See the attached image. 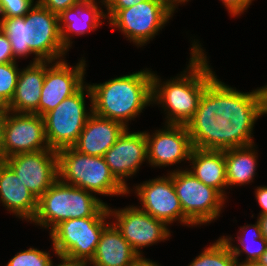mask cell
Wrapping results in <instances>:
<instances>
[{
	"label": "cell",
	"mask_w": 267,
	"mask_h": 266,
	"mask_svg": "<svg viewBox=\"0 0 267 266\" xmlns=\"http://www.w3.org/2000/svg\"><path fill=\"white\" fill-rule=\"evenodd\" d=\"M53 266H78V265L77 264H73V263H68V262L62 261L58 265H53Z\"/></svg>",
	"instance_id": "obj_41"
},
{
	"label": "cell",
	"mask_w": 267,
	"mask_h": 266,
	"mask_svg": "<svg viewBox=\"0 0 267 266\" xmlns=\"http://www.w3.org/2000/svg\"><path fill=\"white\" fill-rule=\"evenodd\" d=\"M108 211L116 219L113 223L115 227L140 257L143 256L140 251L142 248L167 240L171 235L163 221L142 211L140 207L132 205L119 210L108 206Z\"/></svg>",
	"instance_id": "obj_12"
},
{
	"label": "cell",
	"mask_w": 267,
	"mask_h": 266,
	"mask_svg": "<svg viewBox=\"0 0 267 266\" xmlns=\"http://www.w3.org/2000/svg\"><path fill=\"white\" fill-rule=\"evenodd\" d=\"M92 216H110L108 205L92 192L58 178L38 199L37 213L32 222L51 231L62 221Z\"/></svg>",
	"instance_id": "obj_5"
},
{
	"label": "cell",
	"mask_w": 267,
	"mask_h": 266,
	"mask_svg": "<svg viewBox=\"0 0 267 266\" xmlns=\"http://www.w3.org/2000/svg\"><path fill=\"white\" fill-rule=\"evenodd\" d=\"M258 261L264 265H267V249L266 251L261 255V257L258 259Z\"/></svg>",
	"instance_id": "obj_38"
},
{
	"label": "cell",
	"mask_w": 267,
	"mask_h": 266,
	"mask_svg": "<svg viewBox=\"0 0 267 266\" xmlns=\"http://www.w3.org/2000/svg\"><path fill=\"white\" fill-rule=\"evenodd\" d=\"M33 6L34 0H0V16H25Z\"/></svg>",
	"instance_id": "obj_29"
},
{
	"label": "cell",
	"mask_w": 267,
	"mask_h": 266,
	"mask_svg": "<svg viewBox=\"0 0 267 266\" xmlns=\"http://www.w3.org/2000/svg\"><path fill=\"white\" fill-rule=\"evenodd\" d=\"M132 266H160L156 262L140 257Z\"/></svg>",
	"instance_id": "obj_36"
},
{
	"label": "cell",
	"mask_w": 267,
	"mask_h": 266,
	"mask_svg": "<svg viewBox=\"0 0 267 266\" xmlns=\"http://www.w3.org/2000/svg\"><path fill=\"white\" fill-rule=\"evenodd\" d=\"M5 107L0 106V141H1V126H2V121H3V117L5 114Z\"/></svg>",
	"instance_id": "obj_37"
},
{
	"label": "cell",
	"mask_w": 267,
	"mask_h": 266,
	"mask_svg": "<svg viewBox=\"0 0 267 266\" xmlns=\"http://www.w3.org/2000/svg\"><path fill=\"white\" fill-rule=\"evenodd\" d=\"M92 1H96V0H92ZM110 2L111 0H101L99 3H102L104 7H106Z\"/></svg>",
	"instance_id": "obj_42"
},
{
	"label": "cell",
	"mask_w": 267,
	"mask_h": 266,
	"mask_svg": "<svg viewBox=\"0 0 267 266\" xmlns=\"http://www.w3.org/2000/svg\"><path fill=\"white\" fill-rule=\"evenodd\" d=\"M231 16H241L253 0H221Z\"/></svg>",
	"instance_id": "obj_31"
},
{
	"label": "cell",
	"mask_w": 267,
	"mask_h": 266,
	"mask_svg": "<svg viewBox=\"0 0 267 266\" xmlns=\"http://www.w3.org/2000/svg\"><path fill=\"white\" fill-rule=\"evenodd\" d=\"M0 202L13 215L31 223L37 213L38 199L3 160H0Z\"/></svg>",
	"instance_id": "obj_19"
},
{
	"label": "cell",
	"mask_w": 267,
	"mask_h": 266,
	"mask_svg": "<svg viewBox=\"0 0 267 266\" xmlns=\"http://www.w3.org/2000/svg\"><path fill=\"white\" fill-rule=\"evenodd\" d=\"M175 10L168 0H146L127 9L107 10L106 18L130 42L144 46L164 28Z\"/></svg>",
	"instance_id": "obj_8"
},
{
	"label": "cell",
	"mask_w": 267,
	"mask_h": 266,
	"mask_svg": "<svg viewBox=\"0 0 267 266\" xmlns=\"http://www.w3.org/2000/svg\"><path fill=\"white\" fill-rule=\"evenodd\" d=\"M83 1L85 0H37L42 7L56 15H60L64 10Z\"/></svg>",
	"instance_id": "obj_30"
},
{
	"label": "cell",
	"mask_w": 267,
	"mask_h": 266,
	"mask_svg": "<svg viewBox=\"0 0 267 266\" xmlns=\"http://www.w3.org/2000/svg\"><path fill=\"white\" fill-rule=\"evenodd\" d=\"M255 145L225 150V172L228 186H241L253 182L256 166L257 152Z\"/></svg>",
	"instance_id": "obj_24"
},
{
	"label": "cell",
	"mask_w": 267,
	"mask_h": 266,
	"mask_svg": "<svg viewBox=\"0 0 267 266\" xmlns=\"http://www.w3.org/2000/svg\"><path fill=\"white\" fill-rule=\"evenodd\" d=\"M79 61L73 67L64 59L45 61V78L39 100L40 116L43 117L52 111L61 101L72 96L84 85L87 64L83 57Z\"/></svg>",
	"instance_id": "obj_13"
},
{
	"label": "cell",
	"mask_w": 267,
	"mask_h": 266,
	"mask_svg": "<svg viewBox=\"0 0 267 266\" xmlns=\"http://www.w3.org/2000/svg\"><path fill=\"white\" fill-rule=\"evenodd\" d=\"M192 43L186 71L166 82L157 74L152 75V103L164 107L168 125L186 126L195 114L205 88L216 77L201 44L195 40Z\"/></svg>",
	"instance_id": "obj_2"
},
{
	"label": "cell",
	"mask_w": 267,
	"mask_h": 266,
	"mask_svg": "<svg viewBox=\"0 0 267 266\" xmlns=\"http://www.w3.org/2000/svg\"><path fill=\"white\" fill-rule=\"evenodd\" d=\"M48 252L30 247L20 251L6 264V266H53V261Z\"/></svg>",
	"instance_id": "obj_28"
},
{
	"label": "cell",
	"mask_w": 267,
	"mask_h": 266,
	"mask_svg": "<svg viewBox=\"0 0 267 266\" xmlns=\"http://www.w3.org/2000/svg\"><path fill=\"white\" fill-rule=\"evenodd\" d=\"M243 266H267V265H264V264L260 263L259 261H251V262H248L247 264H245Z\"/></svg>",
	"instance_id": "obj_40"
},
{
	"label": "cell",
	"mask_w": 267,
	"mask_h": 266,
	"mask_svg": "<svg viewBox=\"0 0 267 266\" xmlns=\"http://www.w3.org/2000/svg\"><path fill=\"white\" fill-rule=\"evenodd\" d=\"M248 229L252 231L251 237H250V239H251L250 245L247 244L248 242H246L245 241L246 238H244L245 235L246 236L250 235V234H246L247 231H249ZM240 231H242L243 233L241 234V236L238 234V236L236 238L238 239L237 241H239V243H240L239 246L241 245L242 248H240L238 245L237 246L234 245L232 243L233 239L231 237L223 236V238L229 244L235 258L237 259L239 266H243V265L247 264L248 262L258 261V259L261 257V255L267 249V240H265L262 237V232H261L260 224H259L258 220H257L256 224H253V225L249 224V225H245L243 227H240ZM247 240H248V238H247ZM252 243H254V245L256 244L255 245L256 247ZM243 252L246 254L247 257L244 261L239 262L238 257Z\"/></svg>",
	"instance_id": "obj_25"
},
{
	"label": "cell",
	"mask_w": 267,
	"mask_h": 266,
	"mask_svg": "<svg viewBox=\"0 0 267 266\" xmlns=\"http://www.w3.org/2000/svg\"><path fill=\"white\" fill-rule=\"evenodd\" d=\"M47 149L50 148L42 116L5 110L1 126L0 160Z\"/></svg>",
	"instance_id": "obj_11"
},
{
	"label": "cell",
	"mask_w": 267,
	"mask_h": 266,
	"mask_svg": "<svg viewBox=\"0 0 267 266\" xmlns=\"http://www.w3.org/2000/svg\"><path fill=\"white\" fill-rule=\"evenodd\" d=\"M267 114V85L240 92L215 77L186 124L193 148L226 150L254 144L253 127Z\"/></svg>",
	"instance_id": "obj_1"
},
{
	"label": "cell",
	"mask_w": 267,
	"mask_h": 266,
	"mask_svg": "<svg viewBox=\"0 0 267 266\" xmlns=\"http://www.w3.org/2000/svg\"><path fill=\"white\" fill-rule=\"evenodd\" d=\"M255 198L261 207V212L259 213L260 215L258 216H263L267 214V186H259L257 187L255 191Z\"/></svg>",
	"instance_id": "obj_33"
},
{
	"label": "cell",
	"mask_w": 267,
	"mask_h": 266,
	"mask_svg": "<svg viewBox=\"0 0 267 266\" xmlns=\"http://www.w3.org/2000/svg\"><path fill=\"white\" fill-rule=\"evenodd\" d=\"M143 1L146 0H111V2L106 6V10L127 9Z\"/></svg>",
	"instance_id": "obj_34"
},
{
	"label": "cell",
	"mask_w": 267,
	"mask_h": 266,
	"mask_svg": "<svg viewBox=\"0 0 267 266\" xmlns=\"http://www.w3.org/2000/svg\"><path fill=\"white\" fill-rule=\"evenodd\" d=\"M168 1L176 8L177 5H179L178 3L182 4L188 2L189 0H168Z\"/></svg>",
	"instance_id": "obj_39"
},
{
	"label": "cell",
	"mask_w": 267,
	"mask_h": 266,
	"mask_svg": "<svg viewBox=\"0 0 267 266\" xmlns=\"http://www.w3.org/2000/svg\"><path fill=\"white\" fill-rule=\"evenodd\" d=\"M2 31V17L0 16V32Z\"/></svg>",
	"instance_id": "obj_43"
},
{
	"label": "cell",
	"mask_w": 267,
	"mask_h": 266,
	"mask_svg": "<svg viewBox=\"0 0 267 266\" xmlns=\"http://www.w3.org/2000/svg\"><path fill=\"white\" fill-rule=\"evenodd\" d=\"M45 78V61L30 63L20 70L15 93L6 110L39 115V100Z\"/></svg>",
	"instance_id": "obj_21"
},
{
	"label": "cell",
	"mask_w": 267,
	"mask_h": 266,
	"mask_svg": "<svg viewBox=\"0 0 267 266\" xmlns=\"http://www.w3.org/2000/svg\"><path fill=\"white\" fill-rule=\"evenodd\" d=\"M110 216L68 219L50 231L53 251L60 261L73 264L88 263L94 256L103 229Z\"/></svg>",
	"instance_id": "obj_7"
},
{
	"label": "cell",
	"mask_w": 267,
	"mask_h": 266,
	"mask_svg": "<svg viewBox=\"0 0 267 266\" xmlns=\"http://www.w3.org/2000/svg\"><path fill=\"white\" fill-rule=\"evenodd\" d=\"M188 266H239L229 244L223 237L198 255Z\"/></svg>",
	"instance_id": "obj_26"
},
{
	"label": "cell",
	"mask_w": 267,
	"mask_h": 266,
	"mask_svg": "<svg viewBox=\"0 0 267 266\" xmlns=\"http://www.w3.org/2000/svg\"><path fill=\"white\" fill-rule=\"evenodd\" d=\"M57 155L58 178L62 182L104 196L128 194V189L111 173L104 157L81 154L73 147L61 149Z\"/></svg>",
	"instance_id": "obj_6"
},
{
	"label": "cell",
	"mask_w": 267,
	"mask_h": 266,
	"mask_svg": "<svg viewBox=\"0 0 267 266\" xmlns=\"http://www.w3.org/2000/svg\"><path fill=\"white\" fill-rule=\"evenodd\" d=\"M16 59L13 57L11 50V44L7 36L1 31L0 32V64L7 62H14Z\"/></svg>",
	"instance_id": "obj_32"
},
{
	"label": "cell",
	"mask_w": 267,
	"mask_h": 266,
	"mask_svg": "<svg viewBox=\"0 0 267 266\" xmlns=\"http://www.w3.org/2000/svg\"><path fill=\"white\" fill-rule=\"evenodd\" d=\"M189 162L193 169L190 168L189 171L198 180L216 189L224 198L227 197L225 193V189L228 187L225 172V150L193 148Z\"/></svg>",
	"instance_id": "obj_23"
},
{
	"label": "cell",
	"mask_w": 267,
	"mask_h": 266,
	"mask_svg": "<svg viewBox=\"0 0 267 266\" xmlns=\"http://www.w3.org/2000/svg\"><path fill=\"white\" fill-rule=\"evenodd\" d=\"M152 75L147 68L126 74L104 83L89 84L92 93V112L100 117L122 123L134 120L152 103Z\"/></svg>",
	"instance_id": "obj_4"
},
{
	"label": "cell",
	"mask_w": 267,
	"mask_h": 266,
	"mask_svg": "<svg viewBox=\"0 0 267 266\" xmlns=\"http://www.w3.org/2000/svg\"><path fill=\"white\" fill-rule=\"evenodd\" d=\"M127 128L115 144L104 154V159L114 177L128 189L125 178L132 177L142 163L148 160L145 131L128 132Z\"/></svg>",
	"instance_id": "obj_17"
},
{
	"label": "cell",
	"mask_w": 267,
	"mask_h": 266,
	"mask_svg": "<svg viewBox=\"0 0 267 266\" xmlns=\"http://www.w3.org/2000/svg\"><path fill=\"white\" fill-rule=\"evenodd\" d=\"M257 220L260 224L262 237L267 240V214L263 216H258Z\"/></svg>",
	"instance_id": "obj_35"
},
{
	"label": "cell",
	"mask_w": 267,
	"mask_h": 266,
	"mask_svg": "<svg viewBox=\"0 0 267 266\" xmlns=\"http://www.w3.org/2000/svg\"><path fill=\"white\" fill-rule=\"evenodd\" d=\"M78 266H89L88 263L79 264Z\"/></svg>",
	"instance_id": "obj_44"
},
{
	"label": "cell",
	"mask_w": 267,
	"mask_h": 266,
	"mask_svg": "<svg viewBox=\"0 0 267 266\" xmlns=\"http://www.w3.org/2000/svg\"><path fill=\"white\" fill-rule=\"evenodd\" d=\"M102 19H107L106 13L101 7H98L97 2L92 0H85L64 10L58 15L64 48L68 51L71 47V34L84 35L88 31L90 33L103 24Z\"/></svg>",
	"instance_id": "obj_20"
},
{
	"label": "cell",
	"mask_w": 267,
	"mask_h": 266,
	"mask_svg": "<svg viewBox=\"0 0 267 266\" xmlns=\"http://www.w3.org/2000/svg\"><path fill=\"white\" fill-rule=\"evenodd\" d=\"M85 95L90 98V112H87L85 107ZM92 113L91 89L89 84H84L76 93L65 98L57 107L43 116L49 148L59 151L73 147Z\"/></svg>",
	"instance_id": "obj_9"
},
{
	"label": "cell",
	"mask_w": 267,
	"mask_h": 266,
	"mask_svg": "<svg viewBox=\"0 0 267 266\" xmlns=\"http://www.w3.org/2000/svg\"><path fill=\"white\" fill-rule=\"evenodd\" d=\"M134 193L141 201L142 211L163 221L167 226L174 221L184 224V213L169 173L166 177L138 184Z\"/></svg>",
	"instance_id": "obj_15"
},
{
	"label": "cell",
	"mask_w": 267,
	"mask_h": 266,
	"mask_svg": "<svg viewBox=\"0 0 267 266\" xmlns=\"http://www.w3.org/2000/svg\"><path fill=\"white\" fill-rule=\"evenodd\" d=\"M2 32L7 36L14 59L33 54V62L62 60L68 52L61 40L58 15L37 1L25 16L2 17Z\"/></svg>",
	"instance_id": "obj_3"
},
{
	"label": "cell",
	"mask_w": 267,
	"mask_h": 266,
	"mask_svg": "<svg viewBox=\"0 0 267 266\" xmlns=\"http://www.w3.org/2000/svg\"><path fill=\"white\" fill-rule=\"evenodd\" d=\"M164 128L152 135L145 132L148 163L153 167H166L189 161L193 147L186 126L166 124Z\"/></svg>",
	"instance_id": "obj_16"
},
{
	"label": "cell",
	"mask_w": 267,
	"mask_h": 266,
	"mask_svg": "<svg viewBox=\"0 0 267 266\" xmlns=\"http://www.w3.org/2000/svg\"><path fill=\"white\" fill-rule=\"evenodd\" d=\"M3 161L37 199L58 179V155L53 149L20 153Z\"/></svg>",
	"instance_id": "obj_14"
},
{
	"label": "cell",
	"mask_w": 267,
	"mask_h": 266,
	"mask_svg": "<svg viewBox=\"0 0 267 266\" xmlns=\"http://www.w3.org/2000/svg\"><path fill=\"white\" fill-rule=\"evenodd\" d=\"M126 129L118 121L92 113L73 148L81 154L103 157Z\"/></svg>",
	"instance_id": "obj_18"
},
{
	"label": "cell",
	"mask_w": 267,
	"mask_h": 266,
	"mask_svg": "<svg viewBox=\"0 0 267 266\" xmlns=\"http://www.w3.org/2000/svg\"><path fill=\"white\" fill-rule=\"evenodd\" d=\"M140 256L123 238L111 222L103 229L93 258L92 266H132Z\"/></svg>",
	"instance_id": "obj_22"
},
{
	"label": "cell",
	"mask_w": 267,
	"mask_h": 266,
	"mask_svg": "<svg viewBox=\"0 0 267 266\" xmlns=\"http://www.w3.org/2000/svg\"><path fill=\"white\" fill-rule=\"evenodd\" d=\"M184 213V225H203L216 220L226 200L216 189L198 180L189 169L170 172Z\"/></svg>",
	"instance_id": "obj_10"
},
{
	"label": "cell",
	"mask_w": 267,
	"mask_h": 266,
	"mask_svg": "<svg viewBox=\"0 0 267 266\" xmlns=\"http://www.w3.org/2000/svg\"><path fill=\"white\" fill-rule=\"evenodd\" d=\"M16 61L0 64V106L6 107L15 93L20 69Z\"/></svg>",
	"instance_id": "obj_27"
}]
</instances>
